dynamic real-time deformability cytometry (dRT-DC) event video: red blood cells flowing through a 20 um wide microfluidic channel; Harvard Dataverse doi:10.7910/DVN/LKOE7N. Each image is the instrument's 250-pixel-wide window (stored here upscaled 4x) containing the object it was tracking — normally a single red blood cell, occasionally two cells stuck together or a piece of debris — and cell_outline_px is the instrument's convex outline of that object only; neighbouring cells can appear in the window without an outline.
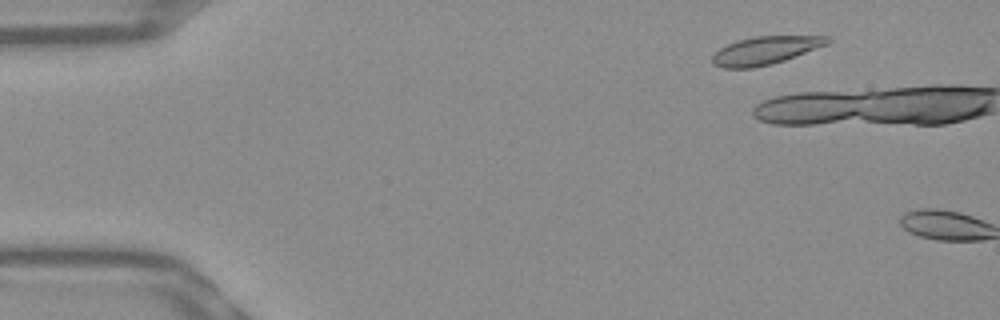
{"species": "Egyptian fruit bat (a non-hibernating species)", "species_latin": "Rousettus aegyptiacus", "temperature_condition": "warm", "stored_images_in_passage": 3, "camera_frame_rate_fps": 3000, "um_per_image_px": 0.085, "frame": {"image": 1, "passage_image": 1, "time_ms": 0.0, "image_size_px": [1000, 320], "cell_outline_px": [[832, 40], [828, 44], [796, 56], [772, 64], [752, 68], [724, 68], [712, 64], [712, 56], [720, 48], [736, 40], [756, 36], [828, 36]], "centroid_in_image_um": [65.05, 4.29], "position_along_channel_um": 20.0, "area_um2": 18.79}}